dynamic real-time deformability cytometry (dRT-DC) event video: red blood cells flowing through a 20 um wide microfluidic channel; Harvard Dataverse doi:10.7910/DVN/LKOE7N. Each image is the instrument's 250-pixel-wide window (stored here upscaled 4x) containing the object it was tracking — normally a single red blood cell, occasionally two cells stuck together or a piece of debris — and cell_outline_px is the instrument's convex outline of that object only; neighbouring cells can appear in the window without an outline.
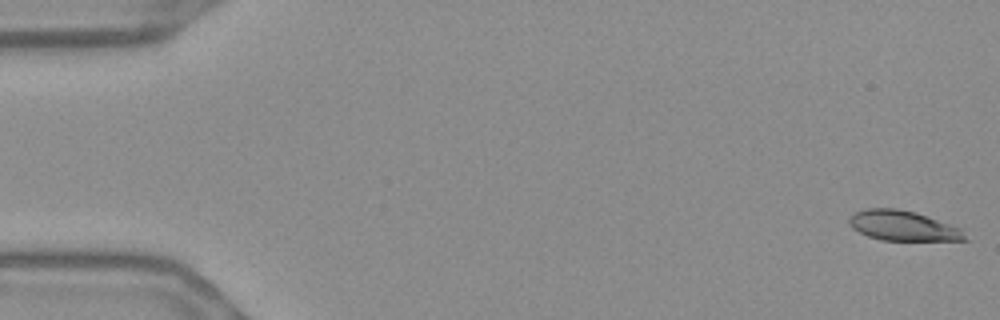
{"species": "Egyptian fruit bat (a non-hibernating species)", "species_latin": "Rousettus aegyptiacus", "temperature_condition": "warm", "stored_images_in_passage": 11, "camera_frame_rate_fps": 3000, "um_per_image_px": 0.085, "frame": {"image": 1, "passage_image": 1, "time_ms": 0.0, "image_size_px": [1000, 320], "cell_outline_px": [[968, 240], [880, 240], [868, 236], [852, 228], [848, 220], [848, 216], [856, 212], [868, 208], [896, 208], [916, 212], [960, 228]], "centroid_in_image_um": [76.71, 19.18], "position_along_channel_um": 8.3, "area_um2": 20.06}}